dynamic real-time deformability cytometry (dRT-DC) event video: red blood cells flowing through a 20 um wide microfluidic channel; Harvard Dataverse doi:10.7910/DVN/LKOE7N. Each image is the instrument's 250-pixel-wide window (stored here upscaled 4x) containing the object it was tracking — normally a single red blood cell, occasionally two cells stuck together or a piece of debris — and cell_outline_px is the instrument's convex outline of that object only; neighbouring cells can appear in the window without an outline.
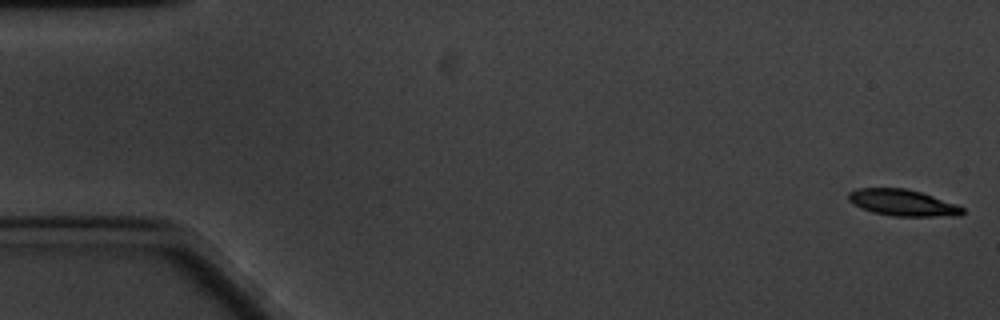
{"species": "common noctule bat (a hibernating species)", "species_latin": "Nyctalus noctula", "temperature_condition": "cold", "stored_images_in_passage": 60, "camera_frame_rate_fps": 3000, "um_per_image_px": 0.085, "animal": {"sex": "male", "body_mass_g": 20.1, "forearm_length_mm": 53.5}, "frame": {"image": 1, "passage_image": 1, "time_ms": 0.0, "image_size_px": [1000, 320], "cell_outline_px": [[964, 212], [960, 216], [892, 216], [872, 212], [848, 200], [848, 192], [856, 188], [904, 188], [920, 192], [956, 204], [964, 208]], "centroid_in_image_um": [76.74, 17.23], "position_along_channel_um": 8.3, "area_um2": 17.4}}
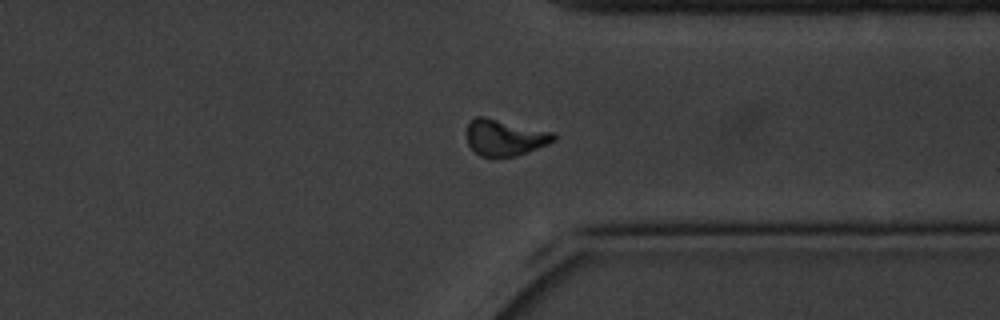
{"frame": {"image": 2, "passage_image": 46, "time_ms": 15.0, "image_size_px": [1000, 320], "cell_outline_px": [[556, 140], [548, 144], [516, 156], [480, 156], [468, 144], [468, 124], [476, 116], [484, 116], [556, 132]], "centroid_in_image_um": [42.96, 11.67], "position_along_channel_um": 368.4, "area_um2": 18.32}}
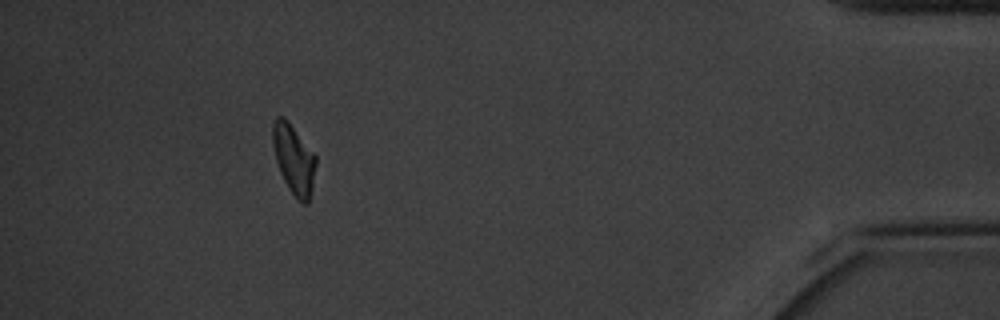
{"frame": {"image": 3, "passage_image": 55, "time_ms": 18.0, "image_size_px": [1000, 320], "cell_outline_px": [[316, 164], [312, 188], [308, 204], [304, 204], [288, 188], [280, 172], [276, 160], [272, 140], [272, 124], [276, 116], [284, 116], [288, 120], [316, 156]], "centroid_in_image_um": [24.96, 13.49], "position_along_channel_um": 410.2, "area_um2": 17.34}, "authors_computed_cell_mechanics": {"area_um2": 18.207, "velocity_mm_per_s": 3.2864, "shape_relaxation_time_tau1_ms": 5.4859, "shape_relaxation_time_tau2_ms": null, "deformation_change_tau1": 0.149, "deformation_change_tau2": null}}